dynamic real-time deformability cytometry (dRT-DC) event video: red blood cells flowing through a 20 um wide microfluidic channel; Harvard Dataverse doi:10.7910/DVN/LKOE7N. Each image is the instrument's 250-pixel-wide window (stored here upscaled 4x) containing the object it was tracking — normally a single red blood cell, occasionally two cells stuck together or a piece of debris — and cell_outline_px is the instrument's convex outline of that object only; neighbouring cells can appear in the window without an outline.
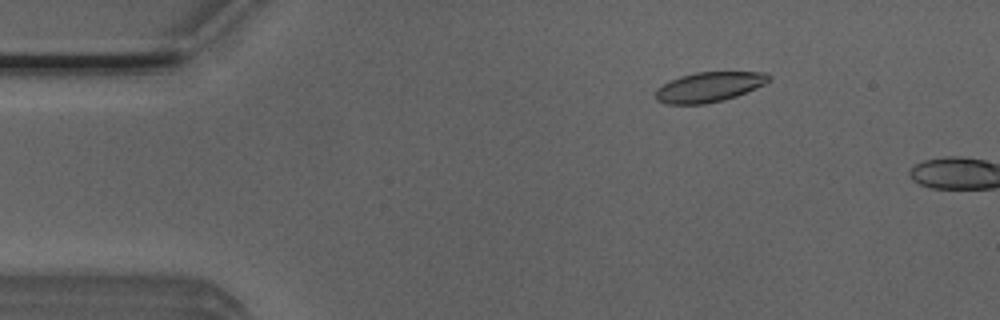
{"species": "Egyptian fruit bat (a non-hibernating species)", "species_latin": "Rousettus aegyptiacus", "temperature_condition": "room temperature", "stored_images_in_passage": 6, "camera_frame_rate_fps": 3000, "um_per_image_px": 0.085, "animal": {"sex": "male"}, "frame": {"image": 1, "passage_image": 4, "time_ms": 1.0, "image_size_px": [1000, 320], "cell_outline_px": [[772, 80], [756, 88], [736, 96], [724, 100], [704, 104], [664, 104], [656, 100], [656, 88], [680, 76], [696, 72], [764, 72], [772, 76]], "centroid_in_image_um": [60.29, 7.39], "position_along_channel_um": 24.7, "area_um2": 19.77}}